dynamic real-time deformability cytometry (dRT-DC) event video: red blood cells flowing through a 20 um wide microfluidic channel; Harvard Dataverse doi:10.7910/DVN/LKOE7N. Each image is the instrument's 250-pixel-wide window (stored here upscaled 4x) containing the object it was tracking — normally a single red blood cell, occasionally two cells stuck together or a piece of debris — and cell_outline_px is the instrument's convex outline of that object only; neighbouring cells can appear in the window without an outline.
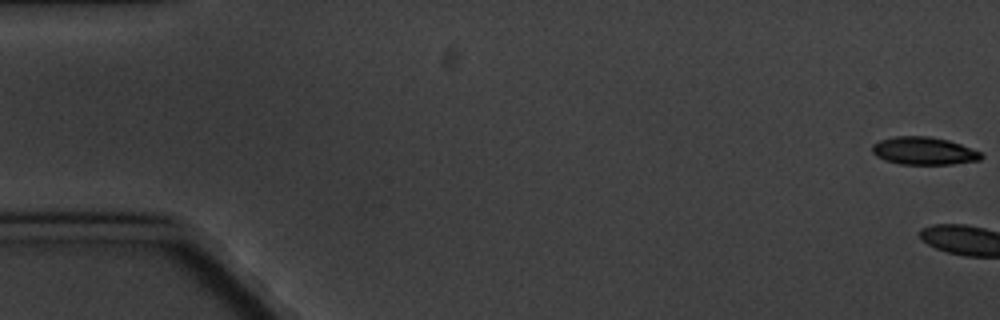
{"species": "common noctule bat (a hibernating species)", "species_latin": "Nyctalus noctula", "temperature_condition": "cold", "stored_images_in_passage": 8, "camera_frame_rate_fps": 3000, "um_per_image_px": 0.085, "animal": {"sex": "male", "body_mass_g": 20.1, "forearm_length_mm": 53.5}, "frame": {"image": 1, "passage_image": 1, "time_ms": 0.0, "image_size_px": [1000, 320], "cell_outline_px": [[984, 156], [980, 160], [952, 164], [900, 164], [884, 160], [876, 156], [872, 152], [872, 144], [880, 140], [896, 136], [932, 136], [948, 140], [960, 144], [980, 152]], "centroid_in_image_um": [78.51, 12.82], "position_along_channel_um": 6.5, "area_um2": 17.63}}
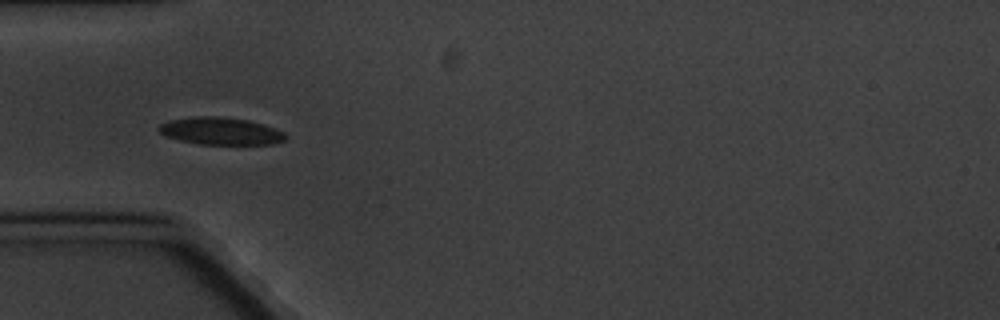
{"frame": {"image": 2, "passage_image": 7, "time_ms": 7.0, "image_size_px": [1000, 320], "cell_outline_px": [[288, 136], [284, 140], [272, 144], [200, 144], [180, 140], [164, 136], [156, 128], [160, 124], [168, 120], [192, 116], [216, 116], [248, 120], [264, 124], [284, 132]], "centroid_in_image_um": [18.73, 11.13], "position_along_channel_um": 66.3, "area_um2": 20.29}}